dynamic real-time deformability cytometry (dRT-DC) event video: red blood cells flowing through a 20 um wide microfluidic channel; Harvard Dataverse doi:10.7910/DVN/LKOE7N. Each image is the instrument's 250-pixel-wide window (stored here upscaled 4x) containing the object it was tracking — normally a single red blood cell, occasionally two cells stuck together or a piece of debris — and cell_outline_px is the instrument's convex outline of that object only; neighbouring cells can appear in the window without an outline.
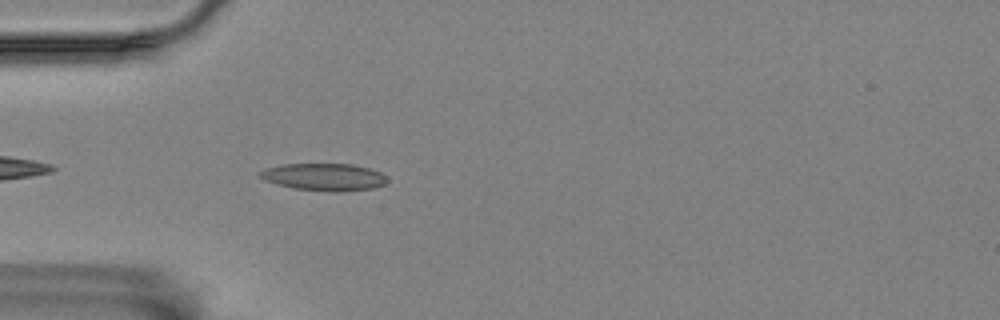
{"species": "Egyptian fruit bat (a non-hibernating species)", "species_latin": "Rousettus aegyptiacus", "temperature_condition": "room temperature", "stored_images_in_passage": 5, "camera_frame_rate_fps": 3000, "um_per_image_px": 0.085, "animal": {"sex": "female"}, "frame": {"image": 1, "passage_image": 5, "time_ms": 4.667, "image_size_px": [1000, 320], "cell_outline_px": [[388, 180], [384, 184], [372, 188], [340, 192], [332, 192], [296, 188], [280, 184], [268, 180], [260, 176], [260, 172], [264, 168], [280, 164], [352, 164], [368, 168], [380, 172], [388, 176]], "centroid_in_image_um": [27.61, 15.03], "position_along_channel_um": 57.4, "area_um2": 20.0}}